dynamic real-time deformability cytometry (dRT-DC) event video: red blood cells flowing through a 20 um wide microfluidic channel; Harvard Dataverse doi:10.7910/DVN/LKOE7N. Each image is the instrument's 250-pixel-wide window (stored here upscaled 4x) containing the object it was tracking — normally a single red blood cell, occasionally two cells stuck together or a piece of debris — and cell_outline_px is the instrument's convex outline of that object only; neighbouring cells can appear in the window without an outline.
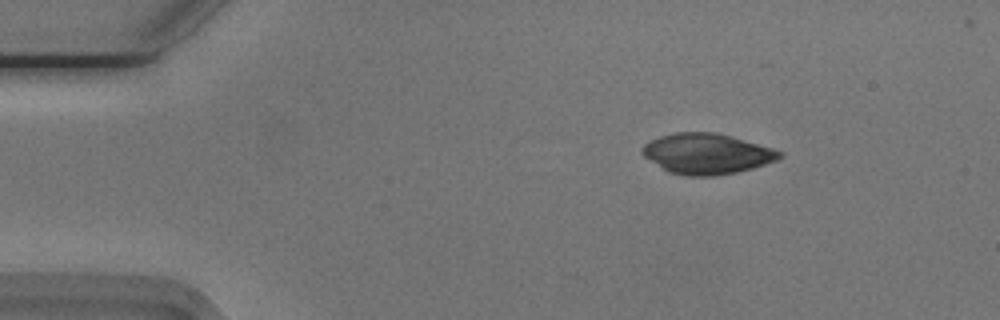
{"species": "Egyptian fruit bat (a non-hibernating species)", "species_latin": "Rousettus aegyptiacus", "temperature_condition": "cold", "stored_images_in_passage": 45, "camera_frame_rate_fps": 3000, "um_per_image_px": 0.085, "animal": {"sex": "male"}, "frame": {"image": 1, "passage_image": 1, "time_ms": 0.0, "image_size_px": [1000, 320], "cell_outline_px": [[784, 152], [776, 160], [752, 168], [736, 172], [716, 176], [684, 176], [668, 172], [644, 156], [640, 152], [640, 148], [644, 144], [660, 136], [676, 132], [716, 132], [732, 136], [772, 148]], "centroid_in_image_um": [60.05, 13.07], "position_along_channel_um": 25.0, "area_um2": 32.37}}
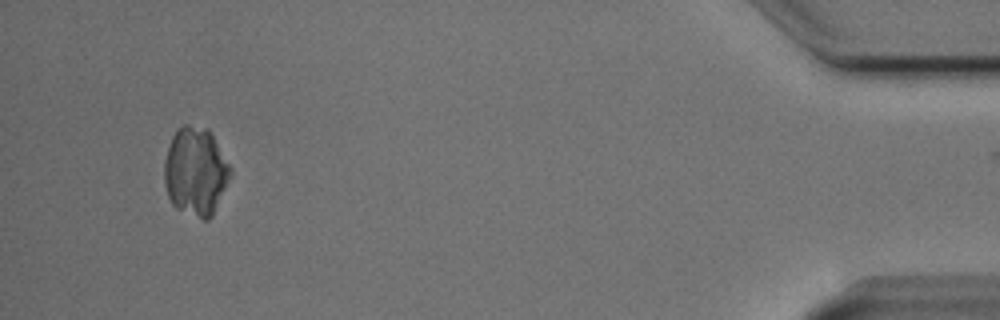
{"frame": {"image": 2, "passage_image": 44, "time_ms": 14.333, "image_size_px": [1000, 320], "cell_outline_px": [[232, 176], [212, 216], [208, 220], [204, 220], [176, 208], [172, 204], [168, 196], [164, 184], [164, 160], [172, 136], [176, 128], [184, 124], [188, 124], [208, 128], [232, 168]], "centroid_in_image_um": [16.63, 14.56], "position_along_channel_um": 418.6, "area_um2": 34.39}}